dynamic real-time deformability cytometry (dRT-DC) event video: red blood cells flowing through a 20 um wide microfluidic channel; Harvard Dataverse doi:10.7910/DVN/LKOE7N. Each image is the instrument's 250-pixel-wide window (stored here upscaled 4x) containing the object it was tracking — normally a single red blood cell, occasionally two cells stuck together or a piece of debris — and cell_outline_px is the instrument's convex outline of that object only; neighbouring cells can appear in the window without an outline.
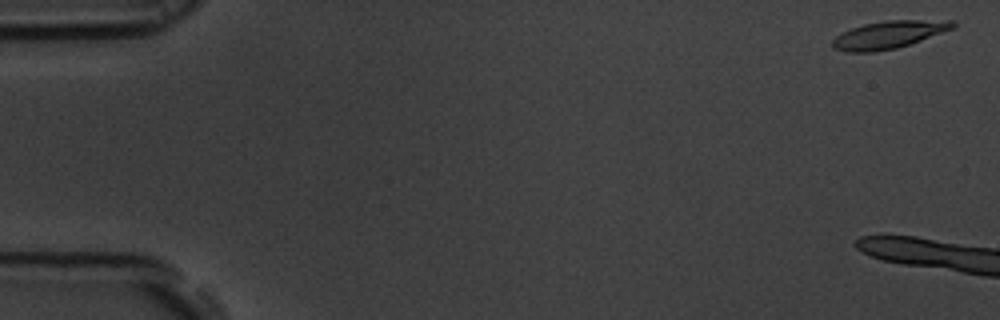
{"species": "common noctule bat (a hibernating species)", "species_latin": "Nyctalus noctula", "temperature_condition": "room temperature", "stored_images_in_passage": 8, "camera_frame_rate_fps": 3000, "um_per_image_px": 0.085, "animal": {"sex": "male", "body_mass_g": 19.5, "forearm_length_mm": 54.6}, "frame": {"image": 1, "passage_image": 1, "time_ms": 0.0, "image_size_px": [1000, 320], "cell_outline_px": [[956, 24], [952, 28], [920, 40], [896, 48], [872, 52], [848, 52], [832, 48], [832, 40], [836, 36], [852, 28], [864, 24], [884, 20], [952, 20]], "centroid_in_image_um": [75.5, 2.95], "position_along_channel_um": 9.5, "area_um2": 19.02}}